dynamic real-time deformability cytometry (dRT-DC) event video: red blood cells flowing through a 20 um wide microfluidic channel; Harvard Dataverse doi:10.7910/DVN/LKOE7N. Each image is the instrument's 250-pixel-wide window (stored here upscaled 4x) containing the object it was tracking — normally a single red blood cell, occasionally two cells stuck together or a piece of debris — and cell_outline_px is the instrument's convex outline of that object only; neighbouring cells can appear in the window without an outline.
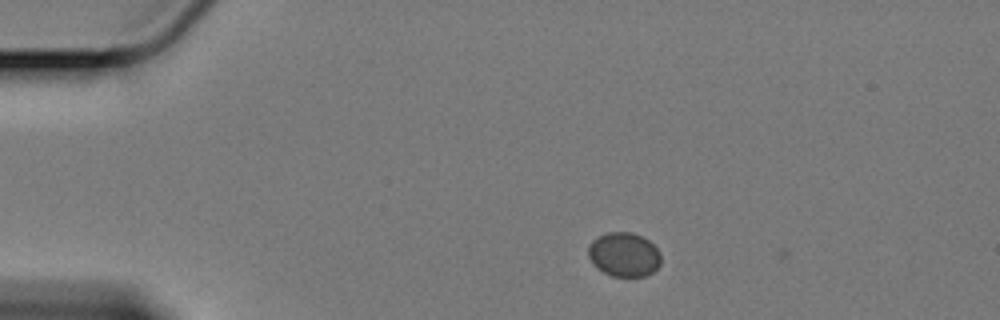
{"species": "Egyptian fruit bat (a non-hibernating species)", "species_latin": "Rousettus aegyptiacus", "temperature_condition": "cold", "stored_images_in_passage": 5, "camera_frame_rate_fps": 3000, "um_per_image_px": 0.085, "animal": {"sex": "female"}, "frame": {"image": 1, "passage_image": 1, "time_ms": 0.0, "image_size_px": [1000, 320], "cell_outline_px": [[660, 264], [652, 272], [644, 276], [612, 276], [596, 268], [592, 264], [588, 256], [588, 244], [592, 240], [608, 232], [632, 232], [648, 240], [660, 252]], "centroid_in_image_um": [53.01, 21.63], "position_along_channel_um": 32.0, "area_um2": 18.67}}